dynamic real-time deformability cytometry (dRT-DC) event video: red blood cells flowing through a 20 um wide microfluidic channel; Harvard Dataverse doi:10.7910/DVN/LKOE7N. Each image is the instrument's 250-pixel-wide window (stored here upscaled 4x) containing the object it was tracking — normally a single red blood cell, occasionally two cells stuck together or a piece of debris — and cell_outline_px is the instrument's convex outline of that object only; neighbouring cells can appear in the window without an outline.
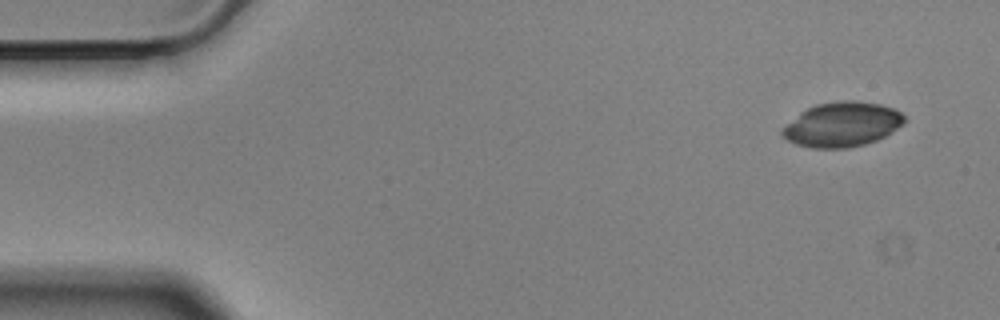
{"species": "Egyptian fruit bat (a non-hibernating species)", "species_latin": "Rousettus aegyptiacus", "temperature_condition": "cold", "stored_images_in_passage": 52, "camera_frame_rate_fps": 3000, "um_per_image_px": 0.085, "animal": {"sex": "male"}, "frame": {"image": 1, "passage_image": 1, "time_ms": 0.0, "image_size_px": [1000, 320], "cell_outline_px": [[904, 124], [892, 132], [876, 140], [864, 144], [848, 148], [812, 148], [796, 144], [788, 140], [780, 132], [780, 128], [800, 112], [816, 104], [836, 100], [856, 100], [880, 104], [896, 108], [904, 116]], "centroid_in_image_um": [71.57, 10.56], "position_along_channel_um": 13.4, "area_um2": 32.02}}
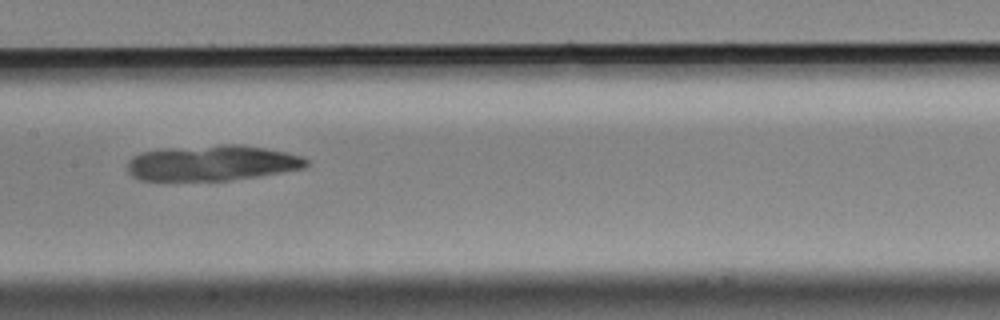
{"frame": {"image": 2, "passage_image": 25, "time_ms": 8.0, "image_size_px": [1000, 320], "cell_outline_px": [[308, 164], [304, 168], [232, 180], [140, 180], [132, 176], [128, 172], [128, 160], [132, 156], [140, 152], [160, 148], [228, 144], [236, 144], [264, 148], [304, 156], [308, 160]], "centroid_in_image_um": [17.99, 13.84], "position_along_channel_um": 189.4, "area_um2": 37.05}}
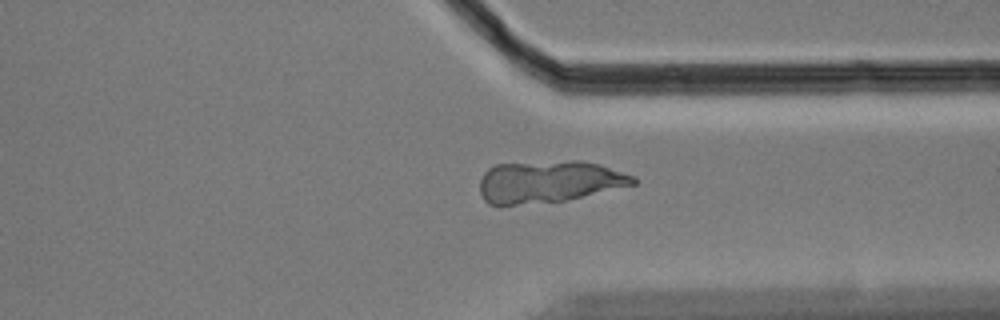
{"frame": {"image": 3, "passage_image": 40, "time_ms": 13.0, "image_size_px": [1000, 320], "cell_outline_px": [[636, 184], [564, 200], [500, 208], [488, 204], [484, 200], [480, 192], [480, 180], [484, 172], [488, 168], [496, 164], [572, 160], [580, 160], [600, 164], [636, 176]], "centroid_in_image_um": [46.59, 15.46], "position_along_channel_um": 364.8, "area_um2": 38.15}}